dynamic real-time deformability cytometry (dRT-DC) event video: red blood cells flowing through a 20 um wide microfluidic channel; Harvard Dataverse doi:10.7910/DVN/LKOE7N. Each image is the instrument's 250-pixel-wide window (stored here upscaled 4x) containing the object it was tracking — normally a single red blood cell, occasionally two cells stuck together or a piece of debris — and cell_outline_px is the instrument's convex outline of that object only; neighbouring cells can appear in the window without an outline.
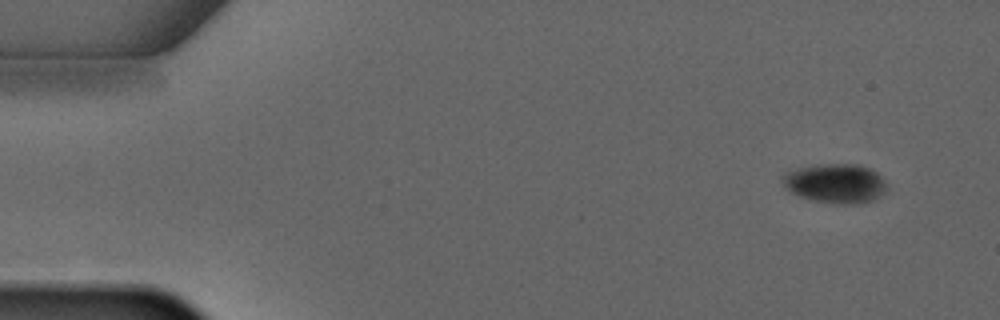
{"species": "common noctule bat (a hibernating species)", "species_latin": "Nyctalus noctula", "temperature_condition": "warm", "stored_images_in_passage": 4, "camera_frame_rate_fps": 3000, "um_per_image_px": 0.085, "animal": {"sex": "male", "forearm_length_mm": 52.5}, "frame": {"image": 1, "passage_image": 1, "time_ms": 0.0, "image_size_px": [1000, 320], "cell_outline_px": [[888, 188], [884, 192], [872, 200], [856, 204], [840, 204], [812, 200], [800, 196], [784, 188], [780, 180], [780, 176], [784, 172], [816, 164], [860, 164], [876, 172], [884, 180]], "centroid_in_image_um": [70.97, 15.58], "position_along_channel_um": 14.0, "area_um2": 24.04}}
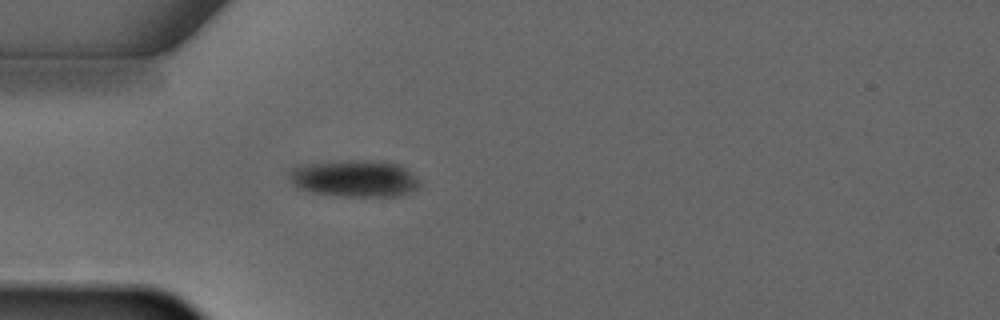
{"frame": {"image": 2, "passage_image": 4, "time_ms": 3.333, "image_size_px": [1000, 320], "cell_outline_px": [[420, 184], [416, 188], [408, 192], [392, 196], [344, 196], [312, 192], [300, 188], [288, 176], [288, 168], [300, 164], [340, 160], [372, 160], [400, 164], [416, 176]], "centroid_in_image_um": [30.1, 15.14], "position_along_channel_um": 54.9, "area_um2": 28.03}}